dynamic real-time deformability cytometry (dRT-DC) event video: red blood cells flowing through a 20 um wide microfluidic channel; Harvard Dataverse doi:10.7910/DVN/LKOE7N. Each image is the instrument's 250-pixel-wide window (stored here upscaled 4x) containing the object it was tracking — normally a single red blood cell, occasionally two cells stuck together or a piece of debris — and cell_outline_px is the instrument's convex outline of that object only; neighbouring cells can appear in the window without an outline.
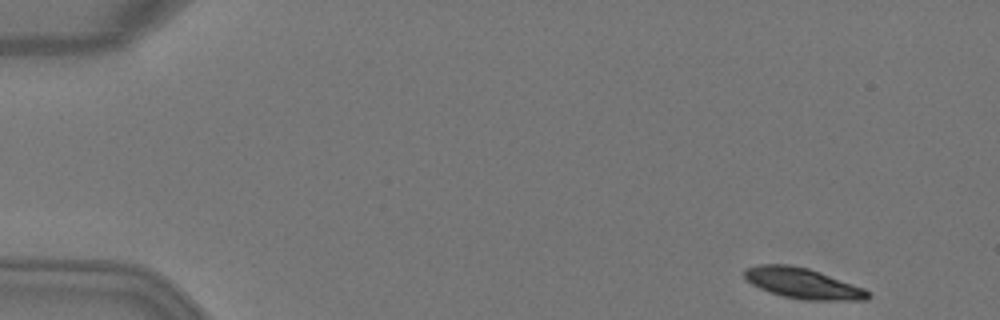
{"species": "Egyptian fruit bat (a non-hibernating species)", "species_latin": "Rousettus aegyptiacus", "temperature_condition": "warm", "stored_images_in_passage": 4, "camera_frame_rate_fps": 3000, "um_per_image_px": 0.085, "animal": {"sex": "female"}, "frame": {"image": 1, "passage_image": 1, "time_ms": 0.0, "image_size_px": [1000, 320], "cell_outline_px": [[872, 296], [868, 300], [804, 300], [784, 296], [768, 292], [752, 284], [744, 276], [744, 268], [756, 264], [788, 264], [808, 268], [820, 272], [864, 288], [872, 292]], "centroid_in_image_um": [68.25, 24.08], "position_along_channel_um": 16.7, "area_um2": 22.14}}